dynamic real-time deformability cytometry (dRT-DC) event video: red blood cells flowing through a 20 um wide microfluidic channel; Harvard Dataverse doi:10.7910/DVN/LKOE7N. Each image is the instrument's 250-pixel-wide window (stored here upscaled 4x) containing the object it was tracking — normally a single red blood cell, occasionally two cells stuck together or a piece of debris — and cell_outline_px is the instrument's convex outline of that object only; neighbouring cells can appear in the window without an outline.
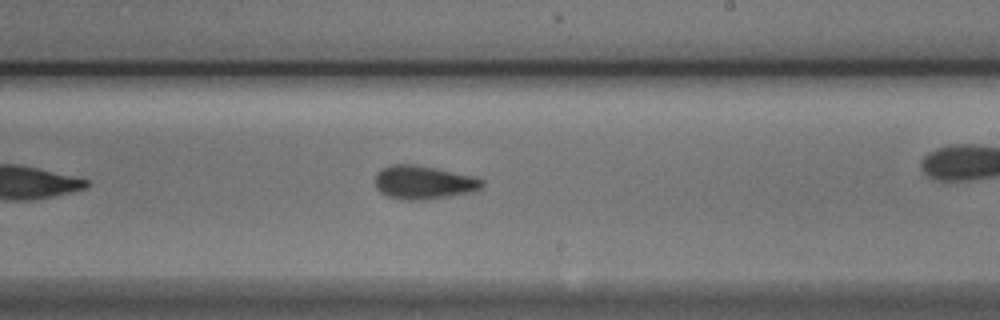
{"species": "Egyptian fruit bat (a non-hibernating species)", "species_latin": "Rousettus aegyptiacus", "temperature_condition": "cold", "stored_images_in_passage": 26, "camera_frame_rate_fps": 3000, "um_per_image_px": 0.085, "animal": {"sex": "male"}, "frame": {"image": 1, "passage_image": 19, "time_ms": 6.0, "image_size_px": [1000, 320], "cell_outline_px": [[484, 184], [480, 188], [472, 192], [428, 200], [400, 200], [388, 196], [380, 192], [376, 188], [376, 172], [380, 168], [392, 164], [416, 164], [476, 176], [484, 180]], "centroid_in_image_um": [36.01, 15.5], "position_along_channel_um": 253.0, "area_um2": 21.27}}